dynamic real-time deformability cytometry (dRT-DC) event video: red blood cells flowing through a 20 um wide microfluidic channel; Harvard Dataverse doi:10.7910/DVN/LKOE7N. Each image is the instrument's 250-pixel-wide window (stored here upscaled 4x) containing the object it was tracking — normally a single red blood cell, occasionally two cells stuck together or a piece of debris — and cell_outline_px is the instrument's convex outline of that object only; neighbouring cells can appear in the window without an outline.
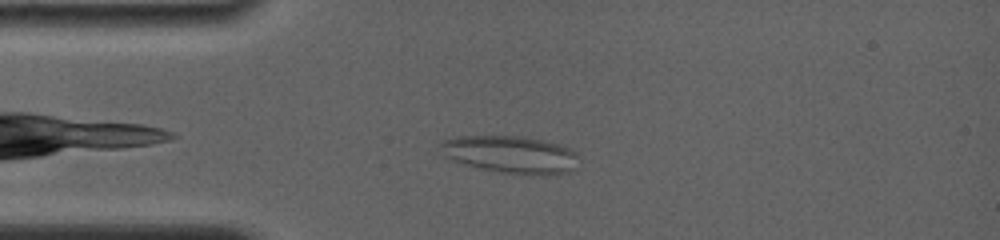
{"species": "common noctule bat (a hibernating species)", "species_latin": "Nyctalus noctula", "temperature_condition": "room temperature", "stored_images_in_passage": 3, "camera_frame_rate_fps": 4000, "um_per_image_px": 0.085, "animal": {"sex": "female", "body_mass_g": 19.0, "forearm_length_mm": 56.7}, "frame": {"image": 1, "passage_image": 2, "time_ms": 0.75, "image_size_px": [1000, 240], "cell_outline_px": [[580, 156], [572, 172], [500, 172], [464, 164], [452, 160], [444, 156], [440, 144], [440, 140], [456, 136], [524, 136], [560, 144], [576, 152]], "centroid_in_image_um": [43.35, 13.07], "position_along_channel_um": 41.6, "area_um2": 29.42}}